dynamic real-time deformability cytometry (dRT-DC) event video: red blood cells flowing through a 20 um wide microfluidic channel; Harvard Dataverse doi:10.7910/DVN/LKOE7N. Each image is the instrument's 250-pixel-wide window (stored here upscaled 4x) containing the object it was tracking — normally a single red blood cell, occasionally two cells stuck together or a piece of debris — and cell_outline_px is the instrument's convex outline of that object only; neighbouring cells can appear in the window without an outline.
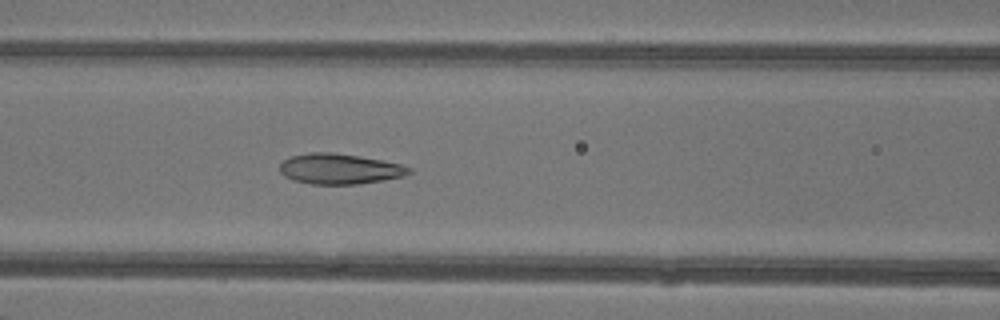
{"species": "common noctule bat (a hibernating species)", "species_latin": "Nyctalus noctula", "temperature_condition": "warm", "stored_images_in_passage": 42, "camera_frame_rate_fps": 3000, "um_per_image_px": 0.085, "animal": {"sex": "female"}, "frame": {"image": 1, "passage_image": 20, "time_ms": 6.333, "image_size_px": [1000, 320], "cell_outline_px": [[412, 172], [404, 176], [356, 184], [312, 184], [296, 180], [284, 176], [280, 172], [280, 164], [284, 160], [292, 156], [308, 152], [332, 152], [360, 156], [384, 160], [400, 164], [412, 168]], "centroid_in_image_um": [28.88, 14.34], "position_along_channel_um": 137.7, "area_um2": 22.83}}
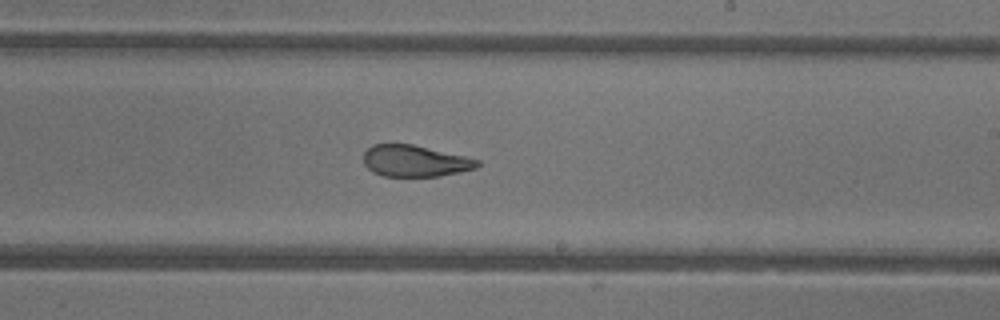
{"frame": {"image": 2, "passage_image": 28, "time_ms": 9.0, "image_size_px": [1000, 320], "cell_outline_px": [[480, 164], [476, 168], [460, 172], [440, 176], [384, 176], [372, 172], [364, 164], [364, 152], [372, 144], [412, 144], [464, 156], [480, 160]], "centroid_in_image_um": [35.26, 13.68], "position_along_channel_um": 253.7, "area_um2": 20.81}}
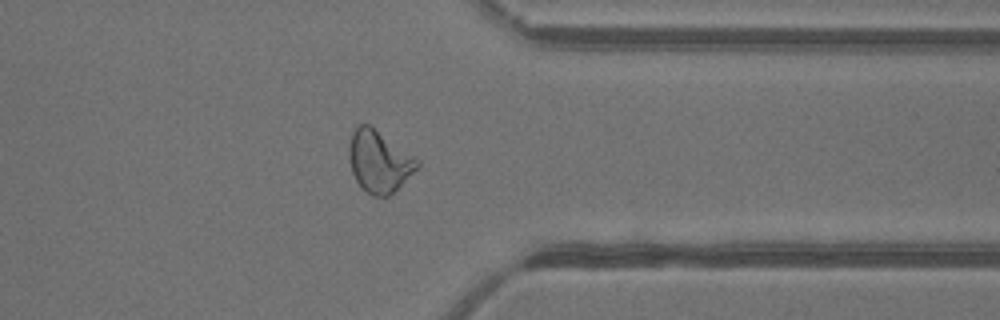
{"frame": {"image": 3, "passage_image": 37, "time_ms": 12.0, "image_size_px": [1000, 320], "cell_outline_px": [[420, 168], [388, 196], [372, 196], [356, 180], [352, 172], [348, 156], [348, 144], [352, 132], [360, 124], [368, 124], [420, 160]], "centroid_in_image_um": [32.23, 13.72], "position_along_channel_um": 379.2, "area_um2": 24.39}}